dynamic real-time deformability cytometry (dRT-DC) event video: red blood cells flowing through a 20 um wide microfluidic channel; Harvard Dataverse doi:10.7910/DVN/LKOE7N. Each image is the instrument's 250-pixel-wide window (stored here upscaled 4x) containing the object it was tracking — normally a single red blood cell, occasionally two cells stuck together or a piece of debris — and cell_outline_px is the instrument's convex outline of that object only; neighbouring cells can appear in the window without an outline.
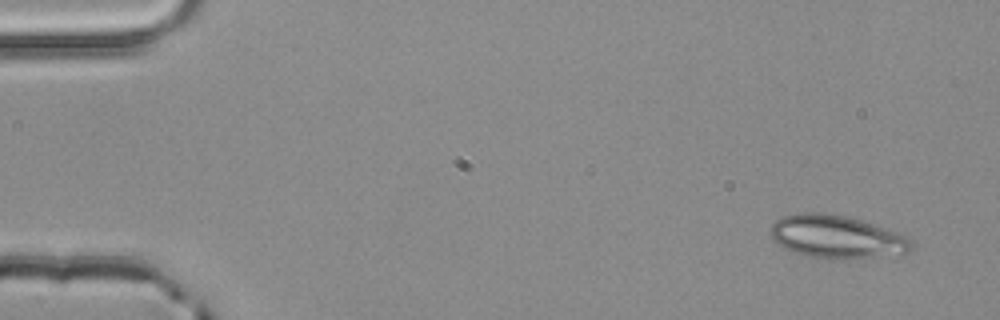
{"species": "common noctule bat (a hibernating species)", "species_latin": "Nyctalus noctula", "temperature_condition": "room temperature", "stored_images_in_passage": 3, "camera_frame_rate_fps": 3000, "um_per_image_px": 0.085, "animal": {"sex": "male", "body_mass_g": 20.4}, "frame": {"image": 1, "passage_image": 1, "time_ms": 0.0, "image_size_px": [1000, 320], "cell_outline_px": [[912, 252], [880, 256], [832, 260], [808, 256], [792, 252], [784, 248], [772, 240], [768, 232], [772, 224], [780, 216], [800, 212], [820, 212], [844, 216], [860, 220], [904, 232], [912, 244]], "centroid_in_image_um": [71.1, 20.12], "position_along_channel_um": 13.9, "area_um2": 35.95}}